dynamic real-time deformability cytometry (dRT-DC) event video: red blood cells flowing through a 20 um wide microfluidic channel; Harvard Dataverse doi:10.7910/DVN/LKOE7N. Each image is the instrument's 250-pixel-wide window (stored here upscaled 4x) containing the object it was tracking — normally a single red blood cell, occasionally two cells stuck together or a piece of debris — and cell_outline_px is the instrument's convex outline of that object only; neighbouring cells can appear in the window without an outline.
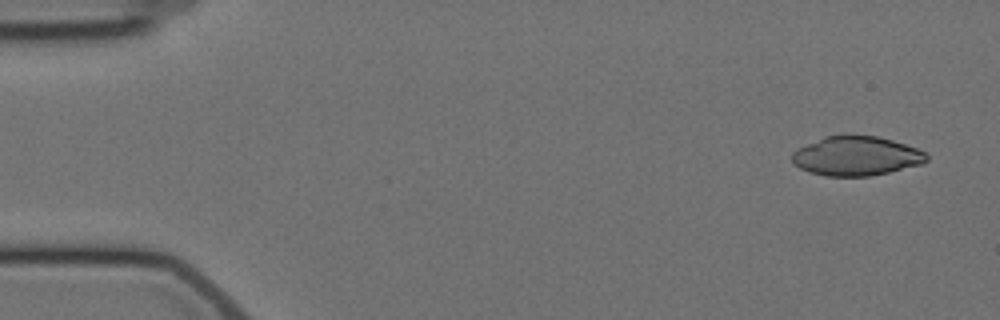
{"species": "Egyptian fruit bat (a non-hibernating species)", "species_latin": "Rousettus aegyptiacus", "temperature_condition": "cold", "stored_images_in_passage": 55, "camera_frame_rate_fps": 3000, "um_per_image_px": 0.085, "animal": {"sex": "female"}, "frame": {"image": 1, "passage_image": 1, "time_ms": 0.0, "image_size_px": [1000, 320], "cell_outline_px": [[928, 160], [924, 164], [888, 172], [868, 176], [824, 176], [808, 172], [800, 168], [792, 160], [792, 152], [824, 136], [876, 136], [892, 140], [916, 148], [924, 152], [928, 156]], "centroid_in_image_um": [72.8, 13.28], "position_along_channel_um": 12.2, "area_um2": 30.46}}